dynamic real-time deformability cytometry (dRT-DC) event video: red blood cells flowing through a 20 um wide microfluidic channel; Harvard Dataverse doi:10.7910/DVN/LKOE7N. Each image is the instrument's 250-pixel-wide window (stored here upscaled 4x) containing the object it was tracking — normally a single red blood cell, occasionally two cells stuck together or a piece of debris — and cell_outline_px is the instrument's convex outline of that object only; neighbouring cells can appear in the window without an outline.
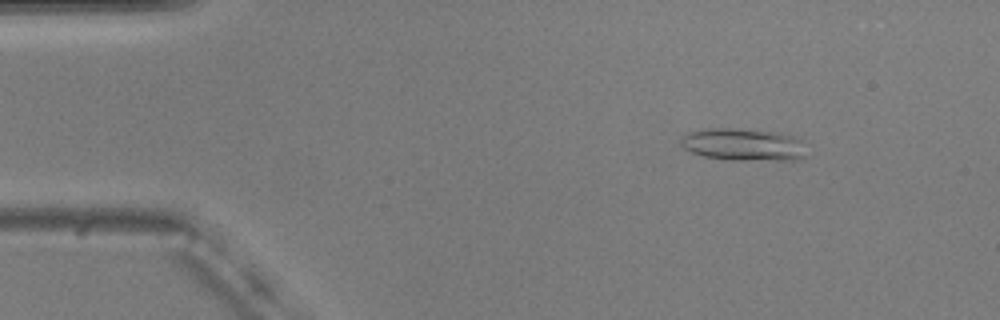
{"species": "common noctule bat (a hibernating species)", "species_latin": "Nyctalus noctula", "temperature_condition": "warm", "stored_images_in_passage": 39, "camera_frame_rate_fps": 3000, "um_per_image_px": 0.085, "animal": {"sex": "male", "body_mass_g": 20.5, "forearm_length_mm": 52.5}, "frame": {"image": 1, "passage_image": 3, "time_ms": 0.667, "image_size_px": [1000, 320], "cell_outline_px": [[804, 156], [796, 160], [732, 160], [704, 156], [692, 152], [684, 148], [680, 144], [680, 136], [688, 132], [708, 128], [732, 128], [772, 132], [796, 136], [800, 140]], "centroid_in_image_um": [63.11, 12.29], "position_along_channel_um": 21.9, "area_um2": 23.52}}
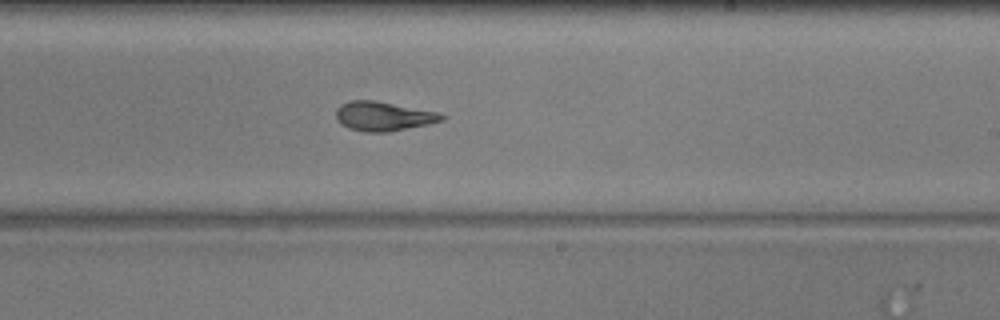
{"frame": {"image": 2, "passage_image": 28, "time_ms": 9.0, "image_size_px": [1000, 320], "cell_outline_px": [[448, 116], [444, 120], [428, 124], [388, 132], [364, 132], [348, 128], [340, 124], [336, 120], [336, 108], [340, 104], [348, 100], [376, 100], [436, 112]], "centroid_in_image_um": [32.54, 9.88], "position_along_channel_um": 256.5, "area_um2": 18.21}}
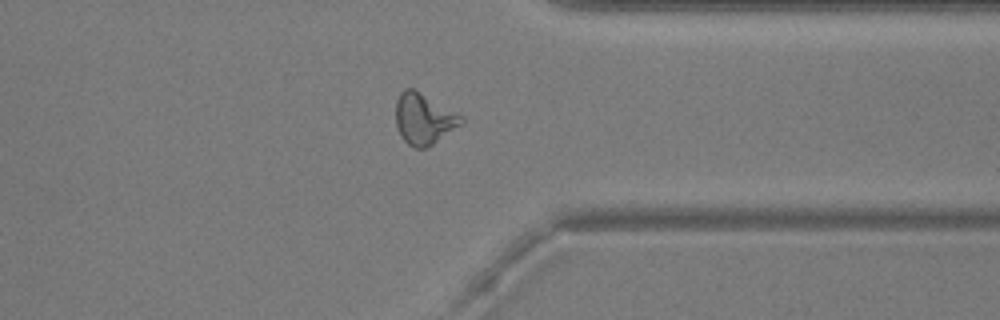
{"frame": {"image": 3, "passage_image": 38, "time_ms": 12.333, "image_size_px": [1000, 320], "cell_outline_px": [[464, 120], [460, 124], [428, 148], [416, 148], [408, 144], [400, 136], [396, 124], [396, 100], [400, 92], [404, 88], [412, 88], [420, 92], [464, 116]], "centroid_in_image_um": [36.0, 10.1], "position_along_channel_um": 375.4, "area_um2": 19.36}}